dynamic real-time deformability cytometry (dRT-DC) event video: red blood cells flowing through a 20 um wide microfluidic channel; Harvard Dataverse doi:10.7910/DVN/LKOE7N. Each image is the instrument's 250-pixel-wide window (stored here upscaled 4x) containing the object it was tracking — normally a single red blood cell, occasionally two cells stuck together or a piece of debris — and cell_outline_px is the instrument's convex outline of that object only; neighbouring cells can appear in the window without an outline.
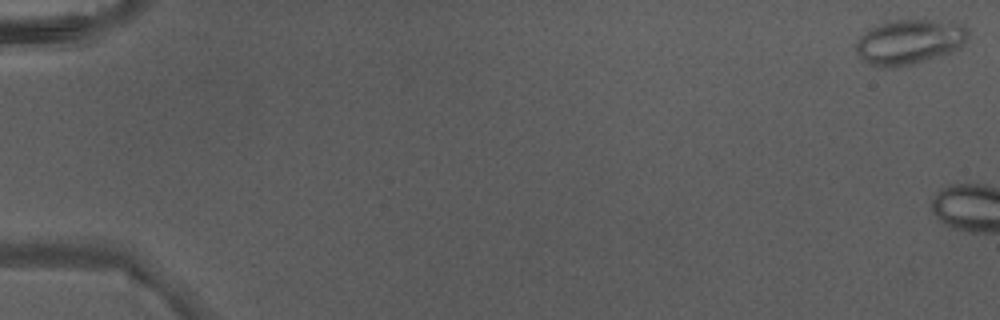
{"species": "Egyptian fruit bat (a non-hibernating species)", "species_latin": "Rousettus aegyptiacus", "temperature_condition": "warm", "stored_images_in_passage": 4, "camera_frame_rate_fps": 3000, "um_per_image_px": 0.085, "animal": {"sex": "male"}, "frame": {"image": 1, "passage_image": 1, "time_ms": 0.0, "image_size_px": [1000, 320], "cell_outline_px": [[968, 36], [964, 44], [960, 48], [952, 52], [912, 64], [892, 68], [880, 68], [868, 64], [856, 52], [856, 40], [868, 28], [888, 20], [932, 20], [960, 24], [968, 28]], "centroid_in_image_um": [77.27, 3.56], "position_along_channel_um": 7.7, "area_um2": 29.59}}